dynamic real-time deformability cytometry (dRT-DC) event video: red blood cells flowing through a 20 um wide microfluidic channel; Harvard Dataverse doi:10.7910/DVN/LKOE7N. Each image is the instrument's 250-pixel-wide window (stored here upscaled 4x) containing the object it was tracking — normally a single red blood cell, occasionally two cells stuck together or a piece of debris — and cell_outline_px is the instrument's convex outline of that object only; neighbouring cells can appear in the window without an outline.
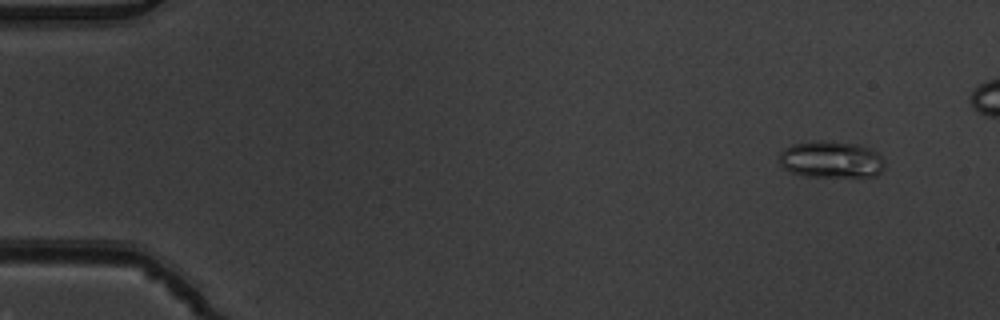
{"species": "common noctule bat (a hibernating species)", "species_latin": "Nyctalus noctula", "temperature_condition": "warm", "stored_images_in_passage": 5, "camera_frame_rate_fps": 3000, "um_per_image_px": 0.085, "animal": {"sex": "male", "body_mass_g": 19.5, "forearm_length_mm": 54.6}, "frame": {"image": 1, "passage_image": 1, "time_ms": 0.0, "image_size_px": [1000, 320], "cell_outline_px": [[884, 168], [876, 176], [804, 176], [788, 172], [780, 164], [780, 152], [784, 148], [792, 144], [812, 140], [824, 140], [860, 144], [872, 148], [884, 160]], "centroid_in_image_um": [70.63, 13.54], "position_along_channel_um": 14.4, "area_um2": 22.95}}